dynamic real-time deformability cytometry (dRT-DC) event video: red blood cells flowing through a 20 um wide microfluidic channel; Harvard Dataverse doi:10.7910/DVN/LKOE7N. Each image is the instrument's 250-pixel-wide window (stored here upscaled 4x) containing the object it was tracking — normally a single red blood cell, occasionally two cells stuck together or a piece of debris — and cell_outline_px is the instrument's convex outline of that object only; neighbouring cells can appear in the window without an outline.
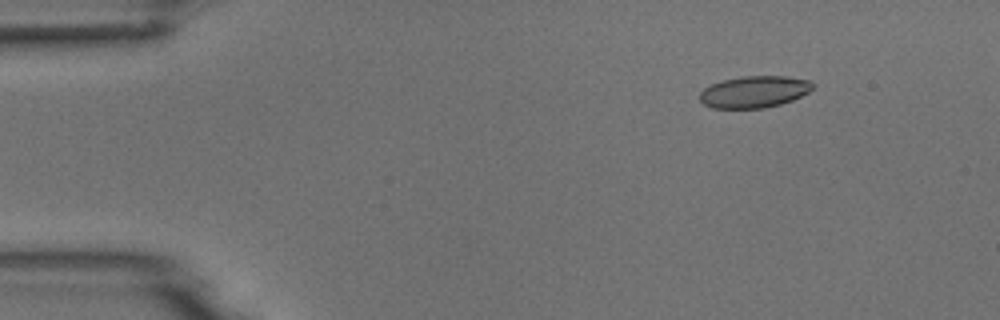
{"species": "common noctule bat (a hibernating species)", "species_latin": "Nyctalus noctula", "temperature_condition": "room temperature", "stored_images_in_passage": 10, "camera_frame_rate_fps": 3000, "um_per_image_px": 0.085, "animal": {"sex": "male", "body_mass_g": 18.8}, "frame": {"image": 1, "passage_image": 2, "time_ms": 2.0, "image_size_px": [1000, 320], "cell_outline_px": [[816, 84], [808, 92], [792, 100], [780, 104], [764, 108], [712, 108], [704, 104], [700, 100], [700, 92], [704, 88], [712, 84], [724, 80], [740, 76], [788, 76], [812, 80]], "centroid_in_image_um": [64.14, 7.79], "position_along_channel_um": 20.9, "area_um2": 20.98}}
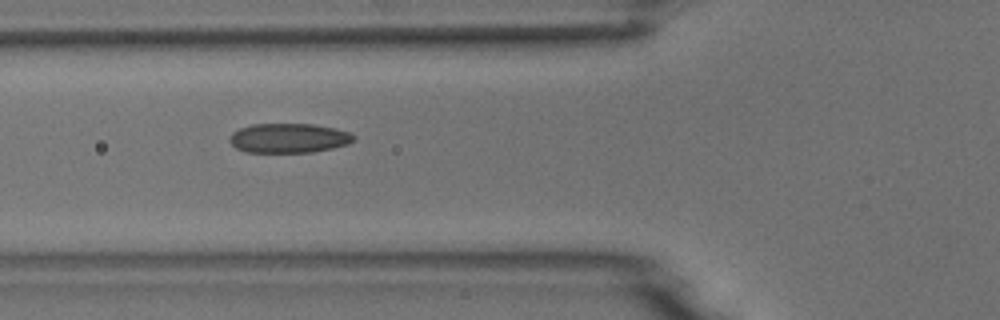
{"frame": {"image": 2, "passage_image": 6, "time_ms": 6.333, "image_size_px": [1000, 320], "cell_outline_px": [[356, 140], [348, 144], [332, 148], [312, 152], [244, 152], [236, 148], [228, 140], [228, 136], [232, 132], [240, 128], [252, 124], [312, 124], [336, 128], [348, 132], [356, 136]], "centroid_in_image_um": [24.54, 11.74], "position_along_channel_um": 101.3, "area_um2": 21.5}}
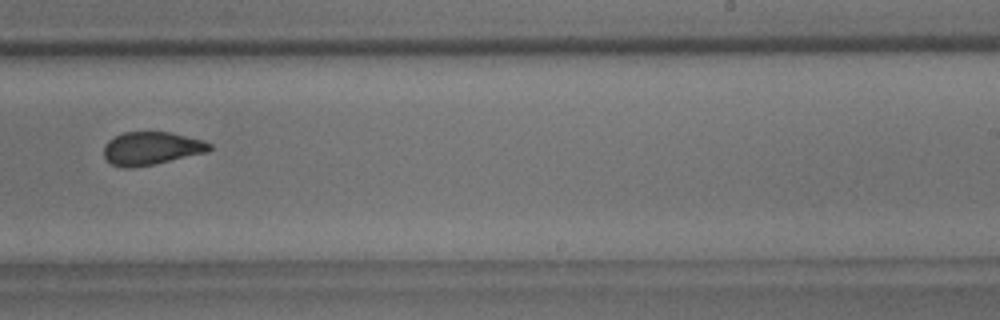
{"frame": {"image": 3, "passage_image": 10, "time_ms": 11.0, "image_size_px": [1000, 320], "cell_outline_px": [[212, 148], [208, 152], [152, 164], [132, 168], [124, 168], [112, 164], [104, 156], [104, 144], [108, 140], [124, 132], [172, 132], [200, 140], [212, 144]], "centroid_in_image_um": [12.85, 12.61], "position_along_channel_um": 276.1, "area_um2": 20.17}}